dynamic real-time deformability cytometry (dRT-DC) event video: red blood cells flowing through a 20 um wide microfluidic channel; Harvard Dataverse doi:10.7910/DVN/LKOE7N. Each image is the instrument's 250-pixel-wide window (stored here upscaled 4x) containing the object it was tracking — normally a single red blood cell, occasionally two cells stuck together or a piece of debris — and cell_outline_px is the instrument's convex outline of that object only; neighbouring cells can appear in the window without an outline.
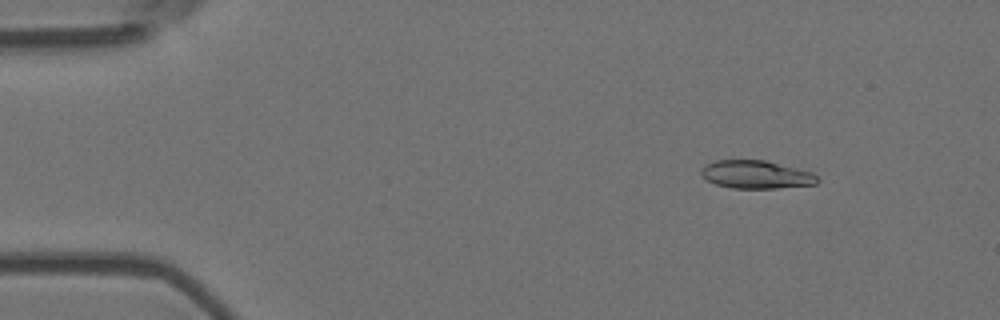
{"species": "Egyptian fruit bat (a non-hibernating species)", "species_latin": "Rousettus aegyptiacus", "temperature_condition": "room temperature", "stored_images_in_passage": 9, "camera_frame_rate_fps": 3000, "um_per_image_px": 0.085, "animal": {"sex": "female"}, "frame": {"image": 1, "passage_image": 2, "time_ms": 0.333, "image_size_px": [1000, 320], "cell_outline_px": [[820, 180], [816, 184], [776, 188], [732, 188], [716, 184], [708, 180], [700, 172], [708, 164], [716, 160], [764, 160], [812, 172]], "centroid_in_image_um": [64.3, 14.84], "position_along_channel_um": 20.7, "area_um2": 18.67}}
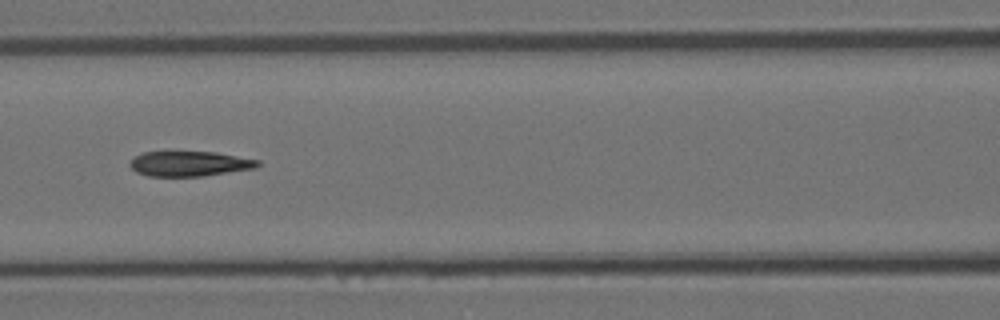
{"frame": {"image": 2, "passage_image": 7, "time_ms": 2.0, "image_size_px": [1000, 320], "cell_outline_px": [[260, 164], [256, 168], [204, 176], [148, 176], [136, 172], [128, 164], [136, 156], [144, 152], [216, 152], [260, 160]], "centroid_in_image_um": [16.14, 13.92], "position_along_channel_um": 150.5, "area_um2": 18.61}}
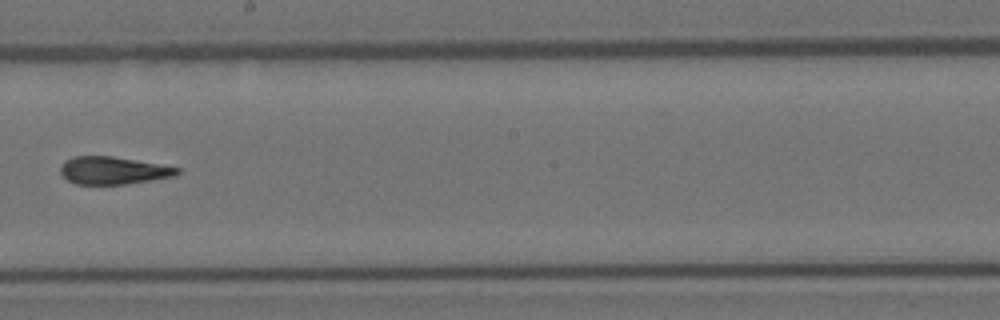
{"frame": {"image": 3, "passage_image": 9, "time_ms": 2.667, "image_size_px": [1000, 320], "cell_outline_px": [[180, 172], [176, 176], [124, 184], [76, 184], [68, 180], [60, 172], [60, 164], [64, 160], [72, 156], [112, 156], [180, 168]], "centroid_in_image_um": [9.58, 14.48], "position_along_channel_um": 238.6, "area_um2": 18.67}}